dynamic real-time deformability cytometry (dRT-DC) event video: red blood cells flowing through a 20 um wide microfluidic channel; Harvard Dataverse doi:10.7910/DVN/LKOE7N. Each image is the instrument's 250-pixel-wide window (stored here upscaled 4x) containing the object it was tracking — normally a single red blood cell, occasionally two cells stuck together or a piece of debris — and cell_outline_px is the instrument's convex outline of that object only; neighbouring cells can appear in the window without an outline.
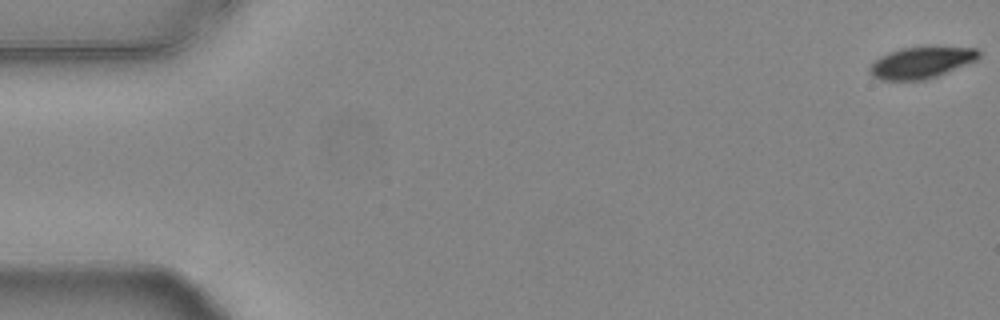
{"species": "common noctule bat (a hibernating species)", "species_latin": "Nyctalus noctula", "temperature_condition": "warm", "stored_images_in_passage": 55, "camera_frame_rate_fps": 3000, "um_per_image_px": 0.085, "animal": {"sex": "female", "body_mass_g": 24.6, "forearm_length_mm": 56.2}, "frame": {"image": 1, "passage_image": 1, "time_ms": 0.0, "image_size_px": [1000, 320], "cell_outline_px": [[980, 56], [976, 60], [936, 76], [924, 80], [880, 80], [872, 76], [868, 72], [868, 68], [880, 56], [888, 52], [900, 48], [976, 48], [980, 52]], "centroid_in_image_um": [78.24, 5.34], "position_along_channel_um": 6.8, "area_um2": 19.54}}
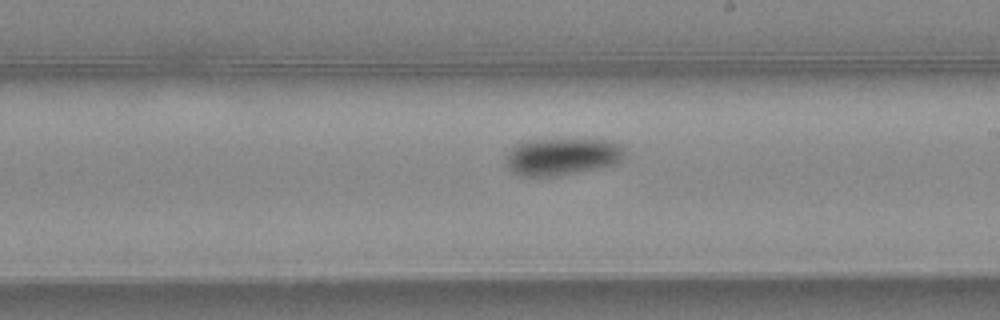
{"frame": {"image": 2, "passage_image": 32, "time_ms": 10.333, "image_size_px": [1000, 320], "cell_outline_px": [[624, 152], [620, 160], [616, 164], [560, 176], [520, 176], [512, 172], [504, 164], [504, 156], [516, 144], [528, 140], [612, 140], [620, 144], [624, 148]], "centroid_in_image_um": [47.73, 13.32], "position_along_channel_um": 241.3, "area_um2": 25.89}}
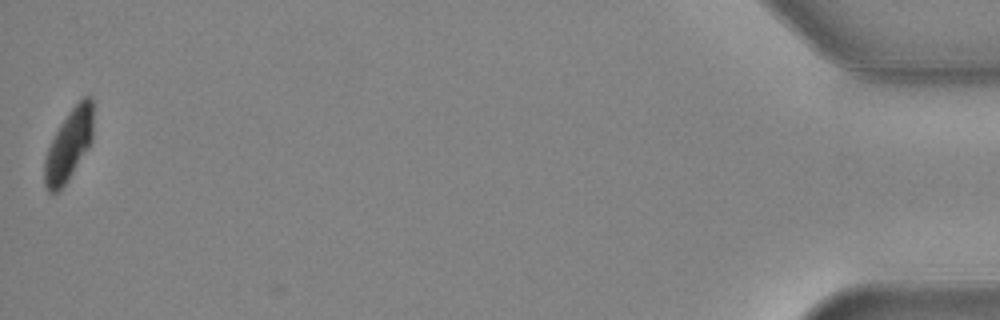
{"frame": {"image": 3, "passage_image": 55, "time_ms": 18.0, "image_size_px": [1000, 320], "cell_outline_px": [[92, 140], [88, 148], [68, 180], [56, 192], [48, 192], [44, 184], [44, 160], [48, 148], [60, 124], [68, 112], [84, 96], [92, 96]], "centroid_in_image_um": [5.84, 12.33], "position_along_channel_um": 429.4, "area_um2": 19.88}, "authors_computed_cell_mechanics": {"area_um2": 22.831, "velocity_mm_per_s": 3.7587, "shape_relaxation_time_tau1_ms": 3.1282, "shape_relaxation_time_tau2_ms": 5.0218, "deformation_change_tau1": 0.1143, "deformation_change_tau2": 0.0565}}